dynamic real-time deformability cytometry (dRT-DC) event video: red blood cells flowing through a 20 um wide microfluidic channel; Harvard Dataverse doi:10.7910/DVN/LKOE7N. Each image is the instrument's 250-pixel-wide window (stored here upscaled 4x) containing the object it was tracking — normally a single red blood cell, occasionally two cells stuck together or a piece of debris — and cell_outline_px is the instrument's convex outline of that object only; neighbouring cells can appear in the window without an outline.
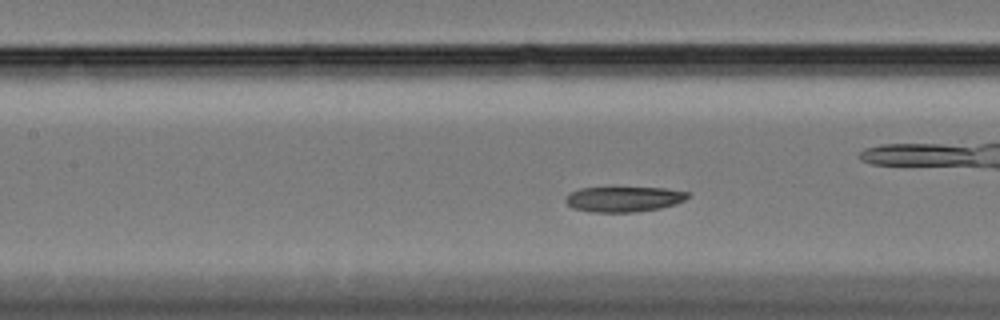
{"species": "Egyptian fruit bat (a non-hibernating species)", "species_latin": "Rousettus aegyptiacus", "temperature_condition": "cold", "stored_images_in_passage": 62, "camera_frame_rate_fps": 3000, "um_per_image_px": 0.085, "animal": {"sex": "female"}, "frame": {"image": 1, "passage_image": 28, "time_ms": 9.0, "image_size_px": [1000, 320], "cell_outline_px": [[692, 196], [676, 204], [660, 208], [632, 212], [592, 212], [572, 208], [564, 200], [572, 192], [580, 188], [612, 184], [664, 188], [692, 192]], "centroid_in_image_um": [53.06, 16.86], "position_along_channel_um": 154.3, "area_um2": 19.19}}
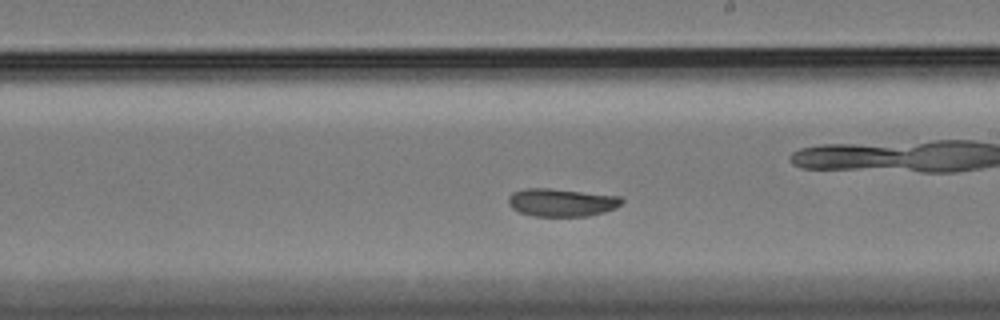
{"frame": {"image": 2, "passage_image": 36, "time_ms": 11.667, "image_size_px": [1000, 320], "cell_outline_px": [[624, 200], [616, 208], [604, 212], [588, 216], [532, 216], [520, 212], [512, 208], [508, 204], [508, 196], [512, 192], [524, 188], [548, 188], [620, 196]], "centroid_in_image_um": [47.71, 17.21], "position_along_channel_um": 241.3, "area_um2": 18.5}}
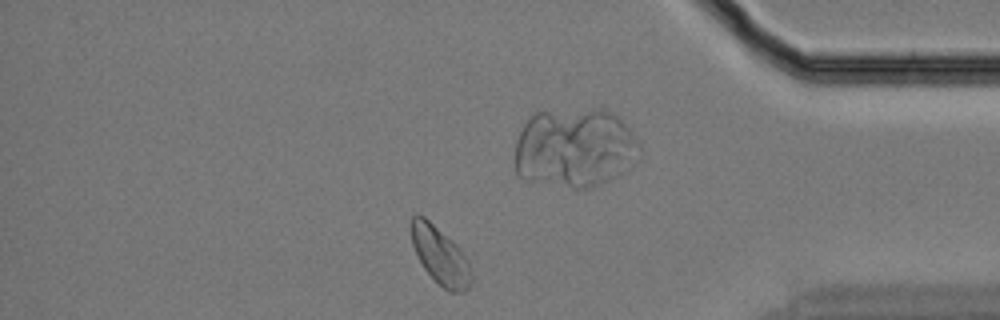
{"frame": {"image": 3, "passage_image": 53, "time_ms": 17.333, "image_size_px": [1000, 320], "cell_outline_px": [[472, 280], [468, 288], [464, 292], [448, 292], [424, 268], [412, 244], [412, 216], [424, 216], [452, 240], [456, 244], [468, 260], [472, 268]], "centroid_in_image_um": [37.47, 21.76], "position_along_channel_um": 397.7, "area_um2": 19.77}}